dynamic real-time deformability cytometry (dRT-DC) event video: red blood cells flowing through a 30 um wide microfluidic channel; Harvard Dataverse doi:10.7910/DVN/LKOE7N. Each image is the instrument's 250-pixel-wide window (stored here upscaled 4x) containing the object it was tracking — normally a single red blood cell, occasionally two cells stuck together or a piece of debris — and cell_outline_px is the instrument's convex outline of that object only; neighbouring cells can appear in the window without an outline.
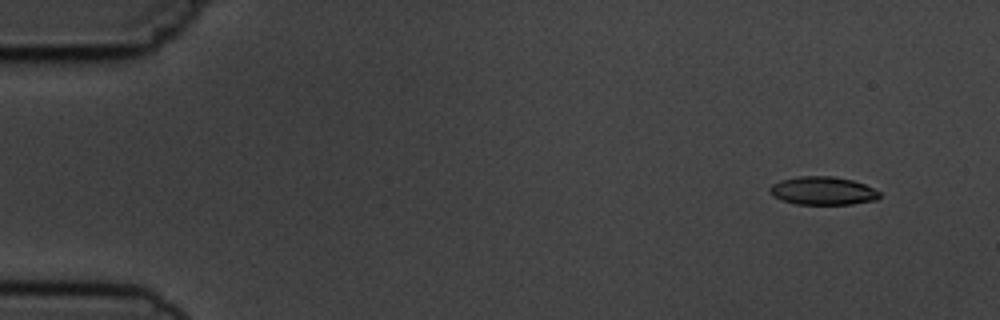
{"species": "common noctule bat (a hibernating species)", "species_latin": "Nyctalus noctula", "temperature_condition": "cold", "stored_images_in_passage": 6, "camera_frame_rate_fps": 3000, "um_per_image_px": 0.085, "animal": {"sex": "male", "body_mass_g": 19.5, "forearm_length_mm": 54.6}, "frame": {"image": 1, "passage_image": 2, "time_ms": 1.0, "image_size_px": [1000, 320], "cell_outline_px": [[880, 196], [876, 200], [852, 204], [796, 204], [772, 196], [768, 192], [768, 188], [772, 184], [780, 180], [800, 176], [832, 176], [852, 180], [864, 184], [880, 192]], "centroid_in_image_um": [69.91, 16.21], "position_along_channel_um": 15.1, "area_um2": 18.03}}